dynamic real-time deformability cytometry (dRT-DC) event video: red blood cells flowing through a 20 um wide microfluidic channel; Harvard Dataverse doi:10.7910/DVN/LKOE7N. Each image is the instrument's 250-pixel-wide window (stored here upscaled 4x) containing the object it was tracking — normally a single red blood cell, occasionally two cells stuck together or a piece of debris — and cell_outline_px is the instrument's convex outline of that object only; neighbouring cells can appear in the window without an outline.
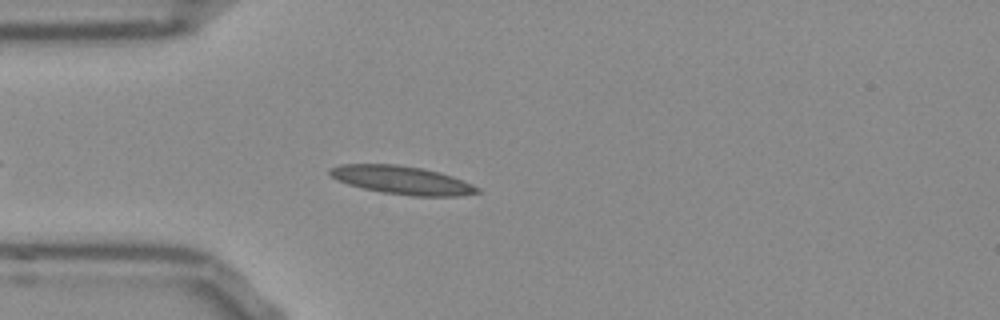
{"species": "Egyptian fruit bat (a non-hibernating species)", "species_latin": "Rousettus aegyptiacus", "temperature_condition": "room temperature", "stored_images_in_passage": 40, "camera_frame_rate_fps": 3000, "um_per_image_px": 0.085, "frame": {"image": 1, "passage_image": 6, "time_ms": 1.667, "image_size_px": [1000, 320], "cell_outline_px": [[480, 192], [460, 196], [412, 196], [384, 192], [364, 188], [348, 184], [336, 180], [328, 172], [328, 168], [340, 164], [396, 164], [420, 168], [440, 172], [452, 176], [472, 184], [480, 188]], "centroid_in_image_um": [34.16, 15.3], "position_along_channel_um": 50.8, "area_um2": 24.22}}
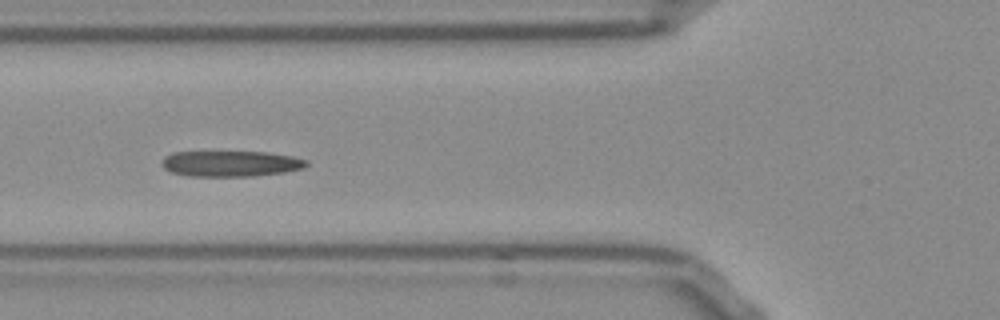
{"frame": {"image": 2, "passage_image": 11, "time_ms": 3.333, "image_size_px": [1000, 320], "cell_outline_px": [[308, 164], [304, 168], [284, 172], [252, 176], [188, 176], [172, 172], [164, 168], [160, 164], [160, 160], [164, 156], [172, 152], [268, 152], [292, 156], [308, 160]], "centroid_in_image_um": [19.58, 13.9], "position_along_channel_um": 106.2, "area_um2": 21.85}}
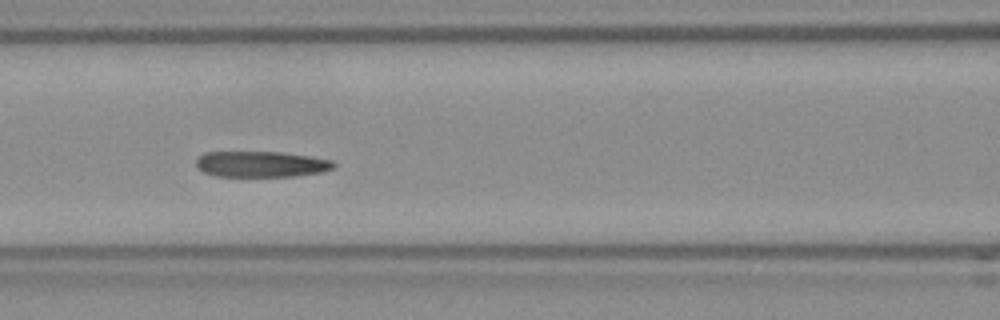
{"frame": {"image": 3, "passage_image": 14, "time_ms": 4.333, "image_size_px": [1000, 320], "cell_outline_px": [[336, 168], [320, 172], [296, 176], [216, 176], [204, 172], [196, 164], [196, 160], [204, 152], [280, 152], [308, 156], [332, 160], [336, 164]], "centroid_in_image_um": [22.22, 13.95], "position_along_channel_um": 144.4, "area_um2": 20.63}, "authors_computed_cell_mechanics": {"area_um2": 21.675, "velocity_mm_per_s": 3.7771, "shape_relaxation_time_tau1_ms": 9.7091, "shape_relaxation_time_tau2_ms": 1.7482, "deformation_change_tau1": 0.1988, "deformation_change_tau2": 0.0855}}